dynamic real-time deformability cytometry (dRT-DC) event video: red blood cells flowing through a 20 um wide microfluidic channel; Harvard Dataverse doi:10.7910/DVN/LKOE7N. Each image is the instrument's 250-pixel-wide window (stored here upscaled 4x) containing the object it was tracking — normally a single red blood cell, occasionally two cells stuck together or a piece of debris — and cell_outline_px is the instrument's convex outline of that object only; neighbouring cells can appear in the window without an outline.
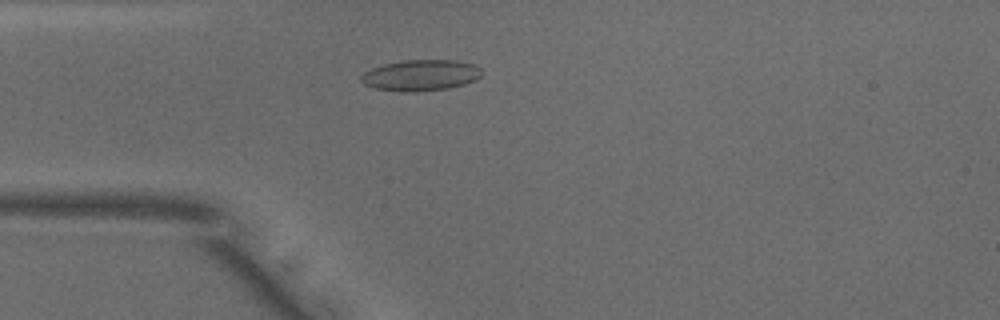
{"species": "common noctule bat (a hibernating species)", "species_latin": "Nyctalus noctula", "temperature_condition": "warm", "stored_images_in_passage": 41, "camera_frame_rate_fps": 3000, "um_per_image_px": 0.085, "animal": {"sex": "male", "body_mass_g": 18.8}, "frame": {"image": 1, "passage_image": 13, "time_ms": 4.0, "image_size_px": [1000, 320], "cell_outline_px": [[480, 76], [476, 80], [464, 84], [448, 88], [412, 92], [404, 92], [376, 88], [364, 84], [360, 80], [360, 76], [364, 72], [372, 68], [384, 64], [404, 60], [456, 60], [476, 64], [480, 68]], "centroid_in_image_um": [35.76, 6.39], "position_along_channel_um": 49.2, "area_um2": 21.79}}
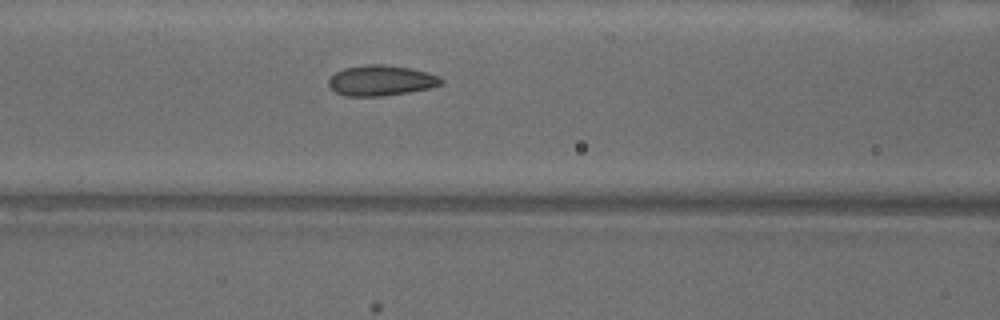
{"frame": {"image": 2, "passage_image": 20, "time_ms": 6.333, "image_size_px": [1000, 320], "cell_outline_px": [[444, 80], [440, 84], [428, 88], [408, 92], [380, 96], [344, 96], [336, 92], [328, 84], [328, 80], [336, 72], [344, 68], [364, 64], [384, 64], [412, 68], [440, 76]], "centroid_in_image_um": [32.38, 6.83], "position_along_channel_um": 134.2, "area_um2": 19.94}}
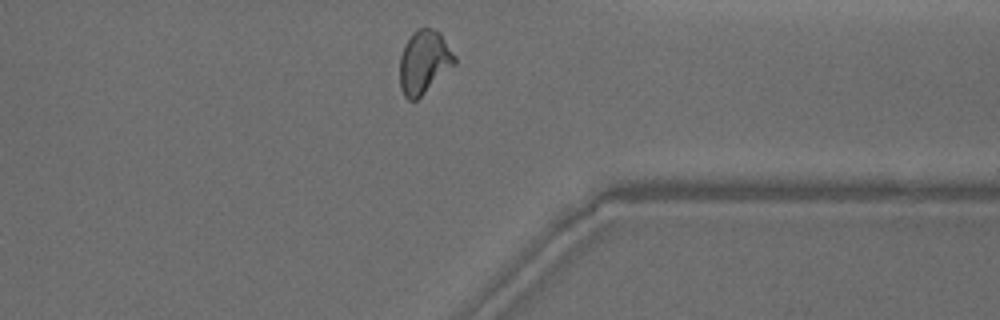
{"frame": {"image": 3, "passage_image": 39, "time_ms": 12.667, "image_size_px": [1000, 320], "cell_outline_px": [[456, 64], [416, 100], [408, 100], [404, 96], [400, 88], [400, 56], [404, 44], [420, 28], [432, 28], [440, 32], [456, 56]], "centroid_in_image_um": [36.06, 5.28], "position_along_channel_um": 375.3, "area_um2": 20.11}, "authors_computed_cell_mechanics": {"area_um2": 19.941, "velocity_mm_per_s": 3.9229, "shape_relaxation_time_tau1_ms": 5.4255, "shape_relaxation_time_tau2_ms": 1.038, "deformation_change_tau1": 0.1607, "deformation_change_tau2": 0.0462}}